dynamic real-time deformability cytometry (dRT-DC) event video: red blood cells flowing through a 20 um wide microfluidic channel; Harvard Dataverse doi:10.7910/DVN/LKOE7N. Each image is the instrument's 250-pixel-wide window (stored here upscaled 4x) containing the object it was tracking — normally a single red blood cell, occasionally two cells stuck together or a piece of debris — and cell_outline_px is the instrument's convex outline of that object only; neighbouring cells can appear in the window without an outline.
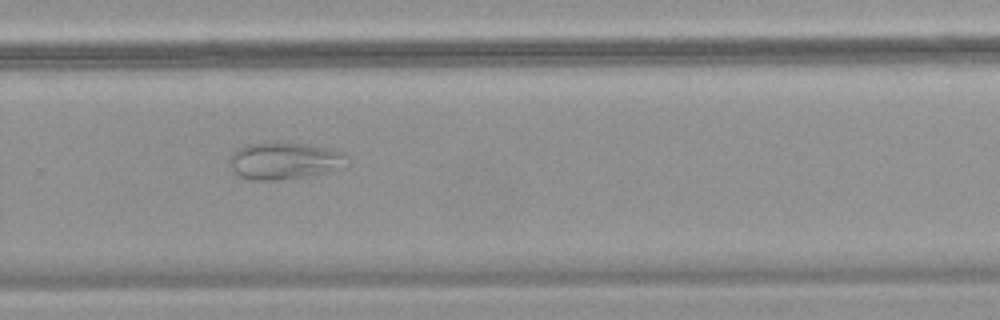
{"species": "common noctule bat (a hibernating species)", "species_latin": "Nyctalus noctula", "temperature_condition": "warm", "stored_images_in_passage": 50, "camera_frame_rate_fps": 3000, "um_per_image_px": 0.085, "animal": {"sex": "female", "body_mass_g": 18.4}, "frame": {"image": 1, "passage_image": 35, "time_ms": 11.333, "image_size_px": [1000, 320], "cell_outline_px": [[352, 160], [324, 172], [308, 176], [280, 180], [248, 180], [240, 176], [228, 164], [228, 160], [232, 152], [236, 148], [244, 144], [308, 144], [332, 148], [344, 152]], "centroid_in_image_um": [24.14, 13.67], "position_along_channel_um": 305.7, "area_um2": 25.14}}
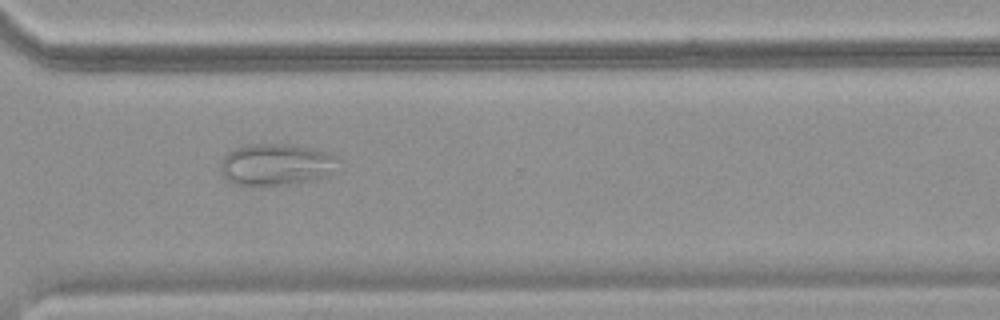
{"frame": {"image": 2, "passage_image": 38, "time_ms": 12.333, "image_size_px": [1000, 320], "cell_outline_px": [[344, 160], [328, 176], [296, 184], [232, 184], [220, 172], [220, 160], [228, 152], [236, 148], [252, 144], [288, 144], [312, 148], [332, 152]], "centroid_in_image_um": [23.56, 13.97], "position_along_channel_um": 347.0, "area_um2": 29.02}}
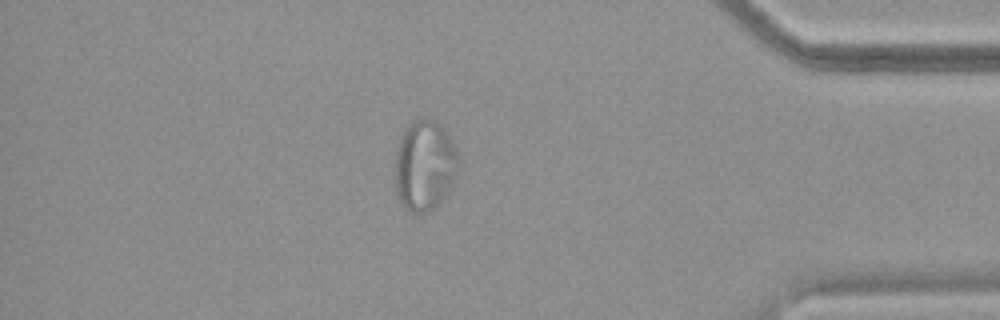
{"frame": {"image": 3, "passage_image": 44, "time_ms": 14.333, "image_size_px": [1000, 320], "cell_outline_px": [[460, 160], [456, 176], [452, 184], [440, 200], [432, 208], [416, 216], [408, 212], [400, 204], [396, 196], [396, 148], [400, 136], [404, 128], [408, 124], [420, 116], [436, 120], [448, 132], [460, 156]], "centroid_in_image_um": [36.09, 14.03], "position_along_channel_um": 399.1, "area_um2": 34.16}}